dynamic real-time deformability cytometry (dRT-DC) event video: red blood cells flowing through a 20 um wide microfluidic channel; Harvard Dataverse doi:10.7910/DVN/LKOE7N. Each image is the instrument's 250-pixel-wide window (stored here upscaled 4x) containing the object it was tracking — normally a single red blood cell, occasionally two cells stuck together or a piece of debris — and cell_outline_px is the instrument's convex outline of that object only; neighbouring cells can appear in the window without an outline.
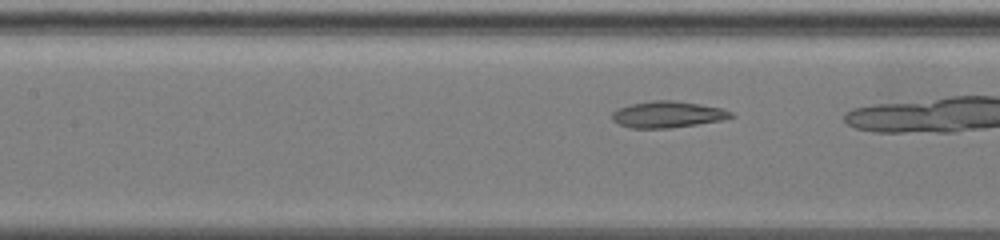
{"species": "common noctule bat (a hibernating species)", "species_latin": "Nyctalus noctula", "temperature_condition": "warm", "stored_images_in_passage": 30, "camera_frame_rate_fps": 3000, "um_per_image_px": 0.085, "animal": {"sex": "female", "body_mass_g": 19.5, "forearm_length_mm": 54.1}, "frame": {"image": 1, "passage_image": 9, "time_ms": 2.333, "image_size_px": [1000, 240], "cell_outline_px": [[736, 116], [720, 120], [672, 128], [632, 128], [620, 124], [612, 120], [612, 112], [620, 108], [632, 104], [652, 100], [672, 100], [700, 104], [724, 108], [732, 112]], "centroid_in_image_um": [56.78, 9.72], "position_along_channel_um": 150.6, "area_um2": 18.21}}
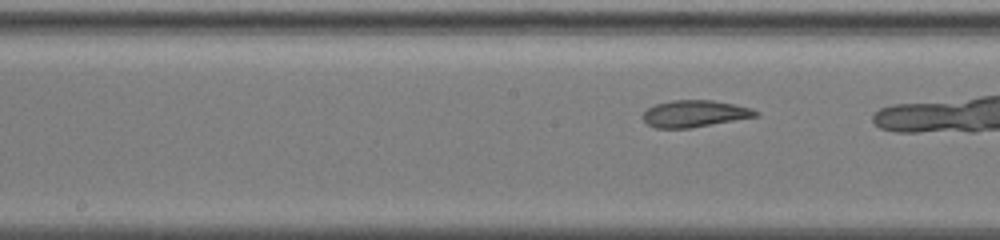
{"frame": {"image": 2, "passage_image": 13, "time_ms": 3.667, "image_size_px": [1000, 240], "cell_outline_px": [[760, 112], [756, 116], [692, 128], [656, 128], [648, 124], [640, 116], [648, 108], [656, 104], [672, 100], [712, 100], [752, 108]], "centroid_in_image_um": [59.01, 9.66], "position_along_channel_um": 189.2, "area_um2": 17.51}}